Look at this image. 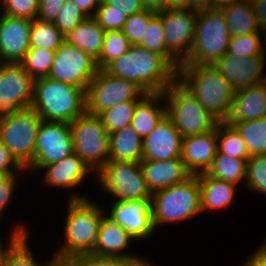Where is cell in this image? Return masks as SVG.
<instances>
[{"mask_svg": "<svg viewBox=\"0 0 266 266\" xmlns=\"http://www.w3.org/2000/svg\"><path fill=\"white\" fill-rule=\"evenodd\" d=\"M133 241V242H132ZM134 239L119 224L106 215L103 216L93 251L90 254L101 257H116L122 259H149L140 252L129 251ZM140 254V255H139Z\"/></svg>", "mask_w": 266, "mask_h": 266, "instance_id": "20", "label": "cell"}, {"mask_svg": "<svg viewBox=\"0 0 266 266\" xmlns=\"http://www.w3.org/2000/svg\"><path fill=\"white\" fill-rule=\"evenodd\" d=\"M31 107L42 120L70 124L86 112V91L49 77L38 78Z\"/></svg>", "mask_w": 266, "mask_h": 266, "instance_id": "4", "label": "cell"}, {"mask_svg": "<svg viewBox=\"0 0 266 266\" xmlns=\"http://www.w3.org/2000/svg\"><path fill=\"white\" fill-rule=\"evenodd\" d=\"M265 44L266 34L263 32L233 36L229 40L227 53L239 57H254L266 52Z\"/></svg>", "mask_w": 266, "mask_h": 266, "instance_id": "37", "label": "cell"}, {"mask_svg": "<svg viewBox=\"0 0 266 266\" xmlns=\"http://www.w3.org/2000/svg\"><path fill=\"white\" fill-rule=\"evenodd\" d=\"M65 0H39L37 18L54 23L55 18Z\"/></svg>", "mask_w": 266, "mask_h": 266, "instance_id": "49", "label": "cell"}, {"mask_svg": "<svg viewBox=\"0 0 266 266\" xmlns=\"http://www.w3.org/2000/svg\"><path fill=\"white\" fill-rule=\"evenodd\" d=\"M99 203L91 197L67 200L62 227L64 242H59V248L57 247L56 253H53L60 266L72 257L90 254L93 251L98 228L105 215V210Z\"/></svg>", "mask_w": 266, "mask_h": 266, "instance_id": "1", "label": "cell"}, {"mask_svg": "<svg viewBox=\"0 0 266 266\" xmlns=\"http://www.w3.org/2000/svg\"><path fill=\"white\" fill-rule=\"evenodd\" d=\"M132 44L121 31H107L104 36V42L96 60L98 69H104L109 63L125 54Z\"/></svg>", "mask_w": 266, "mask_h": 266, "instance_id": "36", "label": "cell"}, {"mask_svg": "<svg viewBox=\"0 0 266 266\" xmlns=\"http://www.w3.org/2000/svg\"><path fill=\"white\" fill-rule=\"evenodd\" d=\"M145 10L154 12L163 11L165 9V0H142Z\"/></svg>", "mask_w": 266, "mask_h": 266, "instance_id": "54", "label": "cell"}, {"mask_svg": "<svg viewBox=\"0 0 266 266\" xmlns=\"http://www.w3.org/2000/svg\"><path fill=\"white\" fill-rule=\"evenodd\" d=\"M30 234H21L6 250L2 266H60L54 255L44 260L45 262H39L34 255L33 249L29 244Z\"/></svg>", "mask_w": 266, "mask_h": 266, "instance_id": "31", "label": "cell"}, {"mask_svg": "<svg viewBox=\"0 0 266 266\" xmlns=\"http://www.w3.org/2000/svg\"><path fill=\"white\" fill-rule=\"evenodd\" d=\"M21 174L0 173V221H3L4 212L11 206L16 194V188L19 186L18 180H21ZM20 178V179H19ZM6 210V211H5ZM2 217V218H1Z\"/></svg>", "mask_w": 266, "mask_h": 266, "instance_id": "45", "label": "cell"}, {"mask_svg": "<svg viewBox=\"0 0 266 266\" xmlns=\"http://www.w3.org/2000/svg\"><path fill=\"white\" fill-rule=\"evenodd\" d=\"M247 173V161L245 159L227 156L217 151L214 161L206 174L218 180L242 184L245 188ZM242 182V183H241Z\"/></svg>", "mask_w": 266, "mask_h": 266, "instance_id": "30", "label": "cell"}, {"mask_svg": "<svg viewBox=\"0 0 266 266\" xmlns=\"http://www.w3.org/2000/svg\"><path fill=\"white\" fill-rule=\"evenodd\" d=\"M217 146L218 152L230 157L245 159L250 158L246 144L233 125L225 121L217 124Z\"/></svg>", "mask_w": 266, "mask_h": 266, "instance_id": "34", "label": "cell"}, {"mask_svg": "<svg viewBox=\"0 0 266 266\" xmlns=\"http://www.w3.org/2000/svg\"><path fill=\"white\" fill-rule=\"evenodd\" d=\"M166 116L182 137L207 133L218 120L176 79L164 92Z\"/></svg>", "mask_w": 266, "mask_h": 266, "instance_id": "7", "label": "cell"}, {"mask_svg": "<svg viewBox=\"0 0 266 266\" xmlns=\"http://www.w3.org/2000/svg\"><path fill=\"white\" fill-rule=\"evenodd\" d=\"M97 9H118L128 16L142 12V0H101Z\"/></svg>", "mask_w": 266, "mask_h": 266, "instance_id": "47", "label": "cell"}, {"mask_svg": "<svg viewBox=\"0 0 266 266\" xmlns=\"http://www.w3.org/2000/svg\"><path fill=\"white\" fill-rule=\"evenodd\" d=\"M201 194V212L221 211L230 208L235 202L239 186L218 180L206 173L198 174Z\"/></svg>", "mask_w": 266, "mask_h": 266, "instance_id": "25", "label": "cell"}, {"mask_svg": "<svg viewBox=\"0 0 266 266\" xmlns=\"http://www.w3.org/2000/svg\"><path fill=\"white\" fill-rule=\"evenodd\" d=\"M32 20L0 13V54L3 63H20L30 49Z\"/></svg>", "mask_w": 266, "mask_h": 266, "instance_id": "19", "label": "cell"}, {"mask_svg": "<svg viewBox=\"0 0 266 266\" xmlns=\"http://www.w3.org/2000/svg\"><path fill=\"white\" fill-rule=\"evenodd\" d=\"M165 116L166 104L163 92L147 93L137 103L130 126L144 139Z\"/></svg>", "mask_w": 266, "mask_h": 266, "instance_id": "26", "label": "cell"}, {"mask_svg": "<svg viewBox=\"0 0 266 266\" xmlns=\"http://www.w3.org/2000/svg\"><path fill=\"white\" fill-rule=\"evenodd\" d=\"M43 170V171H42ZM42 171V183L50 189L68 191V200H80L89 198L82 195L80 191H75L78 186H83L87 177L95 173L89 166L79 157L77 153L65 157L61 161H57L48 165H44L39 172ZM71 191V192H70ZM74 191V192H73ZM70 193V194H69Z\"/></svg>", "mask_w": 266, "mask_h": 266, "instance_id": "16", "label": "cell"}, {"mask_svg": "<svg viewBox=\"0 0 266 266\" xmlns=\"http://www.w3.org/2000/svg\"><path fill=\"white\" fill-rule=\"evenodd\" d=\"M250 2L257 23L261 31L266 34V0H250Z\"/></svg>", "mask_w": 266, "mask_h": 266, "instance_id": "52", "label": "cell"}, {"mask_svg": "<svg viewBox=\"0 0 266 266\" xmlns=\"http://www.w3.org/2000/svg\"><path fill=\"white\" fill-rule=\"evenodd\" d=\"M221 10L224 13L231 37L262 32L250 0L231 3Z\"/></svg>", "mask_w": 266, "mask_h": 266, "instance_id": "29", "label": "cell"}, {"mask_svg": "<svg viewBox=\"0 0 266 266\" xmlns=\"http://www.w3.org/2000/svg\"><path fill=\"white\" fill-rule=\"evenodd\" d=\"M104 207L105 215L122 226L135 243L152 238L156 230L152 220L151 199L113 201ZM109 210V212L107 211Z\"/></svg>", "mask_w": 266, "mask_h": 266, "instance_id": "17", "label": "cell"}, {"mask_svg": "<svg viewBox=\"0 0 266 266\" xmlns=\"http://www.w3.org/2000/svg\"><path fill=\"white\" fill-rule=\"evenodd\" d=\"M0 173L22 174L27 177V171L17 162L11 152L0 141ZM25 174V176H24Z\"/></svg>", "mask_w": 266, "mask_h": 266, "instance_id": "48", "label": "cell"}, {"mask_svg": "<svg viewBox=\"0 0 266 266\" xmlns=\"http://www.w3.org/2000/svg\"><path fill=\"white\" fill-rule=\"evenodd\" d=\"M182 135L165 116L143 139V160L166 161L181 155Z\"/></svg>", "mask_w": 266, "mask_h": 266, "instance_id": "21", "label": "cell"}, {"mask_svg": "<svg viewBox=\"0 0 266 266\" xmlns=\"http://www.w3.org/2000/svg\"><path fill=\"white\" fill-rule=\"evenodd\" d=\"M149 259H122L81 254L68 259L61 266H153Z\"/></svg>", "mask_w": 266, "mask_h": 266, "instance_id": "40", "label": "cell"}, {"mask_svg": "<svg viewBox=\"0 0 266 266\" xmlns=\"http://www.w3.org/2000/svg\"><path fill=\"white\" fill-rule=\"evenodd\" d=\"M245 191L266 197V154L251 155L247 160Z\"/></svg>", "mask_w": 266, "mask_h": 266, "instance_id": "41", "label": "cell"}, {"mask_svg": "<svg viewBox=\"0 0 266 266\" xmlns=\"http://www.w3.org/2000/svg\"><path fill=\"white\" fill-rule=\"evenodd\" d=\"M266 52L254 57H239L225 53L212 64L238 91L266 82Z\"/></svg>", "mask_w": 266, "mask_h": 266, "instance_id": "18", "label": "cell"}, {"mask_svg": "<svg viewBox=\"0 0 266 266\" xmlns=\"http://www.w3.org/2000/svg\"><path fill=\"white\" fill-rule=\"evenodd\" d=\"M156 13L157 12L151 10H143L140 13L127 17L121 31L125 34L132 45H138L142 41L148 28L149 20Z\"/></svg>", "mask_w": 266, "mask_h": 266, "instance_id": "42", "label": "cell"}, {"mask_svg": "<svg viewBox=\"0 0 266 266\" xmlns=\"http://www.w3.org/2000/svg\"><path fill=\"white\" fill-rule=\"evenodd\" d=\"M138 46L162 55L176 70L181 64L166 47L164 27L157 13L149 20L146 33Z\"/></svg>", "mask_w": 266, "mask_h": 266, "instance_id": "33", "label": "cell"}, {"mask_svg": "<svg viewBox=\"0 0 266 266\" xmlns=\"http://www.w3.org/2000/svg\"><path fill=\"white\" fill-rule=\"evenodd\" d=\"M56 51L30 47L20 64L35 80L48 77Z\"/></svg>", "mask_w": 266, "mask_h": 266, "instance_id": "38", "label": "cell"}, {"mask_svg": "<svg viewBox=\"0 0 266 266\" xmlns=\"http://www.w3.org/2000/svg\"><path fill=\"white\" fill-rule=\"evenodd\" d=\"M177 80L219 122L227 119L236 90L213 65H180Z\"/></svg>", "mask_w": 266, "mask_h": 266, "instance_id": "3", "label": "cell"}, {"mask_svg": "<svg viewBox=\"0 0 266 266\" xmlns=\"http://www.w3.org/2000/svg\"><path fill=\"white\" fill-rule=\"evenodd\" d=\"M241 0H213L212 9H221L231 3L238 2Z\"/></svg>", "mask_w": 266, "mask_h": 266, "instance_id": "57", "label": "cell"}, {"mask_svg": "<svg viewBox=\"0 0 266 266\" xmlns=\"http://www.w3.org/2000/svg\"><path fill=\"white\" fill-rule=\"evenodd\" d=\"M190 8V0H165V9Z\"/></svg>", "mask_w": 266, "mask_h": 266, "instance_id": "56", "label": "cell"}, {"mask_svg": "<svg viewBox=\"0 0 266 266\" xmlns=\"http://www.w3.org/2000/svg\"><path fill=\"white\" fill-rule=\"evenodd\" d=\"M151 207L155 230L165 224H180L201 215L198 175H192L180 184L154 192Z\"/></svg>", "mask_w": 266, "mask_h": 266, "instance_id": "5", "label": "cell"}, {"mask_svg": "<svg viewBox=\"0 0 266 266\" xmlns=\"http://www.w3.org/2000/svg\"><path fill=\"white\" fill-rule=\"evenodd\" d=\"M3 64V61H2V56L0 54V65Z\"/></svg>", "mask_w": 266, "mask_h": 266, "instance_id": "58", "label": "cell"}, {"mask_svg": "<svg viewBox=\"0 0 266 266\" xmlns=\"http://www.w3.org/2000/svg\"><path fill=\"white\" fill-rule=\"evenodd\" d=\"M87 16H95L101 0H72Z\"/></svg>", "mask_w": 266, "mask_h": 266, "instance_id": "53", "label": "cell"}, {"mask_svg": "<svg viewBox=\"0 0 266 266\" xmlns=\"http://www.w3.org/2000/svg\"><path fill=\"white\" fill-rule=\"evenodd\" d=\"M17 222L16 225H12V229L9 231L10 236H8V242H5V238L3 239L2 236L0 237V266H2V260L6 250L9 246L21 235V234H31V229H29L27 224L24 222ZM4 241V242H3ZM7 243V244H6Z\"/></svg>", "mask_w": 266, "mask_h": 266, "instance_id": "50", "label": "cell"}, {"mask_svg": "<svg viewBox=\"0 0 266 266\" xmlns=\"http://www.w3.org/2000/svg\"><path fill=\"white\" fill-rule=\"evenodd\" d=\"M139 101H125L102 111L98 116L110 134L131 125Z\"/></svg>", "mask_w": 266, "mask_h": 266, "instance_id": "39", "label": "cell"}, {"mask_svg": "<svg viewBox=\"0 0 266 266\" xmlns=\"http://www.w3.org/2000/svg\"><path fill=\"white\" fill-rule=\"evenodd\" d=\"M103 70L136 83L146 93H162L177 79V70L162 55L138 45H132Z\"/></svg>", "mask_w": 266, "mask_h": 266, "instance_id": "2", "label": "cell"}, {"mask_svg": "<svg viewBox=\"0 0 266 266\" xmlns=\"http://www.w3.org/2000/svg\"><path fill=\"white\" fill-rule=\"evenodd\" d=\"M98 70L94 58L80 48L64 42L55 53L48 77L86 91Z\"/></svg>", "mask_w": 266, "mask_h": 266, "instance_id": "13", "label": "cell"}, {"mask_svg": "<svg viewBox=\"0 0 266 266\" xmlns=\"http://www.w3.org/2000/svg\"><path fill=\"white\" fill-rule=\"evenodd\" d=\"M94 17L107 32L122 30L128 15L118 9H97Z\"/></svg>", "mask_w": 266, "mask_h": 266, "instance_id": "46", "label": "cell"}, {"mask_svg": "<svg viewBox=\"0 0 266 266\" xmlns=\"http://www.w3.org/2000/svg\"><path fill=\"white\" fill-rule=\"evenodd\" d=\"M147 93L136 83L99 69L86 89V113L99 115L125 101H140Z\"/></svg>", "mask_w": 266, "mask_h": 266, "instance_id": "11", "label": "cell"}, {"mask_svg": "<svg viewBox=\"0 0 266 266\" xmlns=\"http://www.w3.org/2000/svg\"><path fill=\"white\" fill-rule=\"evenodd\" d=\"M34 79L20 63L0 65V118L31 107Z\"/></svg>", "mask_w": 266, "mask_h": 266, "instance_id": "14", "label": "cell"}, {"mask_svg": "<svg viewBox=\"0 0 266 266\" xmlns=\"http://www.w3.org/2000/svg\"><path fill=\"white\" fill-rule=\"evenodd\" d=\"M74 152L96 174L109 161V133L98 115L86 112L70 123Z\"/></svg>", "mask_w": 266, "mask_h": 266, "instance_id": "10", "label": "cell"}, {"mask_svg": "<svg viewBox=\"0 0 266 266\" xmlns=\"http://www.w3.org/2000/svg\"><path fill=\"white\" fill-rule=\"evenodd\" d=\"M109 161L138 162L143 160V139L131 126L109 134Z\"/></svg>", "mask_w": 266, "mask_h": 266, "instance_id": "28", "label": "cell"}, {"mask_svg": "<svg viewBox=\"0 0 266 266\" xmlns=\"http://www.w3.org/2000/svg\"><path fill=\"white\" fill-rule=\"evenodd\" d=\"M95 177L100 189L111 195L113 201L152 198L138 162L108 161Z\"/></svg>", "mask_w": 266, "mask_h": 266, "instance_id": "9", "label": "cell"}, {"mask_svg": "<svg viewBox=\"0 0 266 266\" xmlns=\"http://www.w3.org/2000/svg\"><path fill=\"white\" fill-rule=\"evenodd\" d=\"M231 125L243 138L250 156L266 154V116L251 121L233 122Z\"/></svg>", "mask_w": 266, "mask_h": 266, "instance_id": "32", "label": "cell"}, {"mask_svg": "<svg viewBox=\"0 0 266 266\" xmlns=\"http://www.w3.org/2000/svg\"><path fill=\"white\" fill-rule=\"evenodd\" d=\"M63 43L64 35L54 23L45 22L38 18L32 20L30 47L57 51Z\"/></svg>", "mask_w": 266, "mask_h": 266, "instance_id": "35", "label": "cell"}, {"mask_svg": "<svg viewBox=\"0 0 266 266\" xmlns=\"http://www.w3.org/2000/svg\"><path fill=\"white\" fill-rule=\"evenodd\" d=\"M213 0H190V8L196 11L212 9Z\"/></svg>", "mask_w": 266, "mask_h": 266, "instance_id": "55", "label": "cell"}, {"mask_svg": "<svg viewBox=\"0 0 266 266\" xmlns=\"http://www.w3.org/2000/svg\"><path fill=\"white\" fill-rule=\"evenodd\" d=\"M0 13L34 20L38 15L39 0H0Z\"/></svg>", "mask_w": 266, "mask_h": 266, "instance_id": "44", "label": "cell"}, {"mask_svg": "<svg viewBox=\"0 0 266 266\" xmlns=\"http://www.w3.org/2000/svg\"><path fill=\"white\" fill-rule=\"evenodd\" d=\"M266 116V82L236 91L227 124Z\"/></svg>", "mask_w": 266, "mask_h": 266, "instance_id": "24", "label": "cell"}, {"mask_svg": "<svg viewBox=\"0 0 266 266\" xmlns=\"http://www.w3.org/2000/svg\"><path fill=\"white\" fill-rule=\"evenodd\" d=\"M74 153L69 123L42 120L38 129L32 163L25 169L28 175L44 165L61 161Z\"/></svg>", "mask_w": 266, "mask_h": 266, "instance_id": "12", "label": "cell"}, {"mask_svg": "<svg viewBox=\"0 0 266 266\" xmlns=\"http://www.w3.org/2000/svg\"><path fill=\"white\" fill-rule=\"evenodd\" d=\"M231 35L221 9L197 11L194 40L188 57L180 65H212L227 53Z\"/></svg>", "mask_w": 266, "mask_h": 266, "instance_id": "6", "label": "cell"}, {"mask_svg": "<svg viewBox=\"0 0 266 266\" xmlns=\"http://www.w3.org/2000/svg\"><path fill=\"white\" fill-rule=\"evenodd\" d=\"M140 165L145 182L152 194L180 184L192 176L181 157L166 161L142 160Z\"/></svg>", "mask_w": 266, "mask_h": 266, "instance_id": "23", "label": "cell"}, {"mask_svg": "<svg viewBox=\"0 0 266 266\" xmlns=\"http://www.w3.org/2000/svg\"><path fill=\"white\" fill-rule=\"evenodd\" d=\"M41 121L32 107L0 118V141L24 169L33 161Z\"/></svg>", "mask_w": 266, "mask_h": 266, "instance_id": "8", "label": "cell"}, {"mask_svg": "<svg viewBox=\"0 0 266 266\" xmlns=\"http://www.w3.org/2000/svg\"><path fill=\"white\" fill-rule=\"evenodd\" d=\"M106 31L94 16L86 17L74 29L64 35V42L73 45L97 60L99 58Z\"/></svg>", "mask_w": 266, "mask_h": 266, "instance_id": "27", "label": "cell"}, {"mask_svg": "<svg viewBox=\"0 0 266 266\" xmlns=\"http://www.w3.org/2000/svg\"><path fill=\"white\" fill-rule=\"evenodd\" d=\"M218 151L217 126L215 129L199 135L182 138L181 159L192 175L206 173Z\"/></svg>", "mask_w": 266, "mask_h": 266, "instance_id": "22", "label": "cell"}, {"mask_svg": "<svg viewBox=\"0 0 266 266\" xmlns=\"http://www.w3.org/2000/svg\"><path fill=\"white\" fill-rule=\"evenodd\" d=\"M86 17L88 16L72 0H65L55 18L54 24L65 35Z\"/></svg>", "mask_w": 266, "mask_h": 266, "instance_id": "43", "label": "cell"}, {"mask_svg": "<svg viewBox=\"0 0 266 266\" xmlns=\"http://www.w3.org/2000/svg\"><path fill=\"white\" fill-rule=\"evenodd\" d=\"M157 14L162 20L167 49L182 63L191 51L197 11L191 8H171Z\"/></svg>", "mask_w": 266, "mask_h": 266, "instance_id": "15", "label": "cell"}, {"mask_svg": "<svg viewBox=\"0 0 266 266\" xmlns=\"http://www.w3.org/2000/svg\"><path fill=\"white\" fill-rule=\"evenodd\" d=\"M252 252L245 260L241 261L242 265L240 266H266V241L263 240Z\"/></svg>", "mask_w": 266, "mask_h": 266, "instance_id": "51", "label": "cell"}]
</instances>
